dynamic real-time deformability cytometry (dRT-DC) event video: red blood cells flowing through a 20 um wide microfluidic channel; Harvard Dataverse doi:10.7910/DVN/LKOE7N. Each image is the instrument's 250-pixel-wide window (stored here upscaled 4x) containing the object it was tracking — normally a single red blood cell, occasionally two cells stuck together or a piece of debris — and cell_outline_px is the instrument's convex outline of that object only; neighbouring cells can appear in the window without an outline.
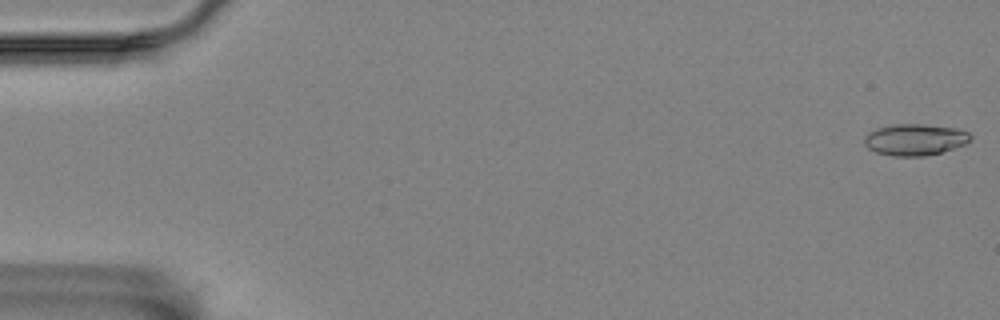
{"species": "Egyptian fruit bat (a non-hibernating species)", "species_latin": "Rousettus aegyptiacus", "temperature_condition": "room temperature", "stored_images_in_passage": 5, "camera_frame_rate_fps": 3000, "um_per_image_px": 0.085, "animal": {"sex": "female"}, "frame": {"image": 1, "passage_image": 1, "time_ms": 0.0, "image_size_px": [1000, 320], "cell_outline_px": [[972, 136], [964, 144], [940, 152], [924, 156], [892, 156], [876, 152], [868, 148], [864, 144], [864, 136], [868, 132], [876, 128], [892, 124], [924, 124], [956, 128], [968, 132]], "centroid_in_image_um": [77.71, 11.86], "position_along_channel_um": 7.3, "area_um2": 19.42}}